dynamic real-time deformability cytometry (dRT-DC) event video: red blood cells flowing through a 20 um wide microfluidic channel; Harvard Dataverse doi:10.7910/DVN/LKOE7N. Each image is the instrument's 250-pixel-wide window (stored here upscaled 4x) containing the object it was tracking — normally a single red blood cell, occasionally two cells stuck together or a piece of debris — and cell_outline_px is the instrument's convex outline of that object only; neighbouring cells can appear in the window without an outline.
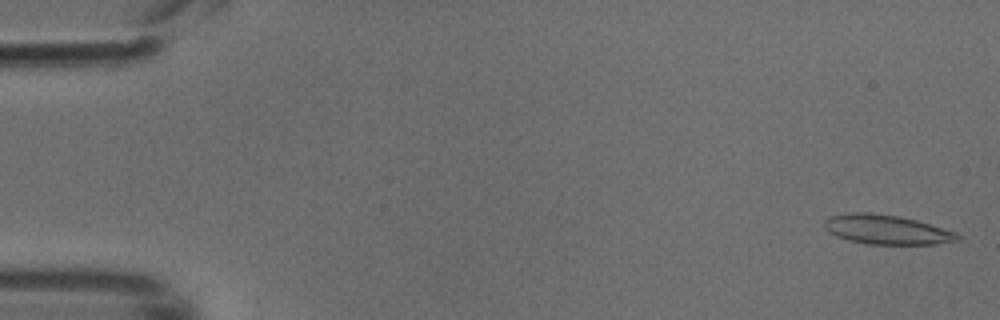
{"species": "common noctule bat (a hibernating species)", "species_latin": "Nyctalus noctula", "temperature_condition": "cold", "stored_images_in_passage": 44, "camera_frame_rate_fps": 3000, "um_per_image_px": 0.085, "animal": {"sex": "male", "body_mass_g": 18.8}, "frame": {"image": 1, "passage_image": 1, "time_ms": 0.0, "image_size_px": [1000, 320], "cell_outline_px": [[960, 236], [956, 240], [936, 244], [868, 244], [848, 240], [836, 236], [824, 224], [824, 220], [828, 216], [852, 212], [868, 212], [900, 216], [916, 220], [956, 232]], "centroid_in_image_um": [75.35, 19.5], "position_along_channel_um": 9.7, "area_um2": 22.6}}
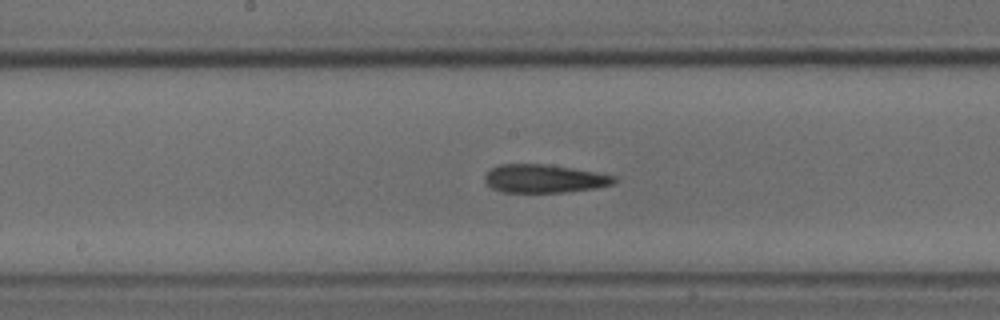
{"frame": {"image": 2, "passage_image": 25, "time_ms": 8.0, "image_size_px": [1000, 320], "cell_outline_px": [[616, 184], [596, 188], [564, 192], [504, 192], [492, 188], [484, 180], [484, 176], [492, 168], [500, 164], [544, 164], [572, 168], [596, 172], [616, 176]], "centroid_in_image_um": [46.29, 15.18], "position_along_channel_um": 201.9, "area_um2": 21.27}}
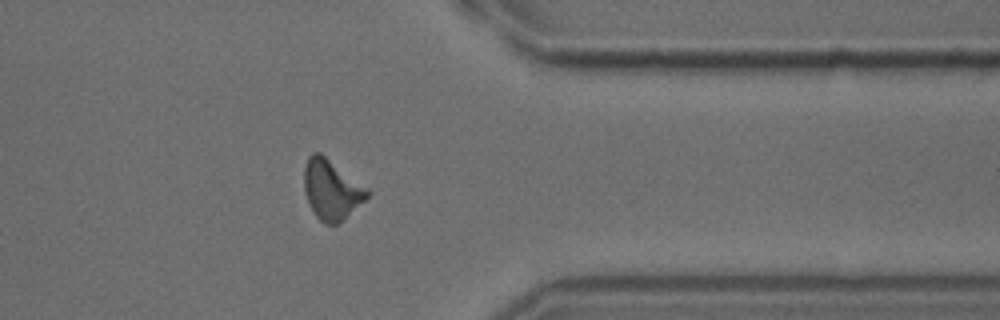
{"frame": {"image": 3, "passage_image": 39, "time_ms": 12.667, "image_size_px": [1000, 320], "cell_outline_px": [[368, 196], [364, 200], [336, 224], [324, 224], [312, 212], [304, 188], [304, 168], [308, 156], [312, 152], [320, 152], [368, 188]], "centroid_in_image_um": [28.14, 16.09], "position_along_channel_um": 383.3, "area_um2": 21.62}}